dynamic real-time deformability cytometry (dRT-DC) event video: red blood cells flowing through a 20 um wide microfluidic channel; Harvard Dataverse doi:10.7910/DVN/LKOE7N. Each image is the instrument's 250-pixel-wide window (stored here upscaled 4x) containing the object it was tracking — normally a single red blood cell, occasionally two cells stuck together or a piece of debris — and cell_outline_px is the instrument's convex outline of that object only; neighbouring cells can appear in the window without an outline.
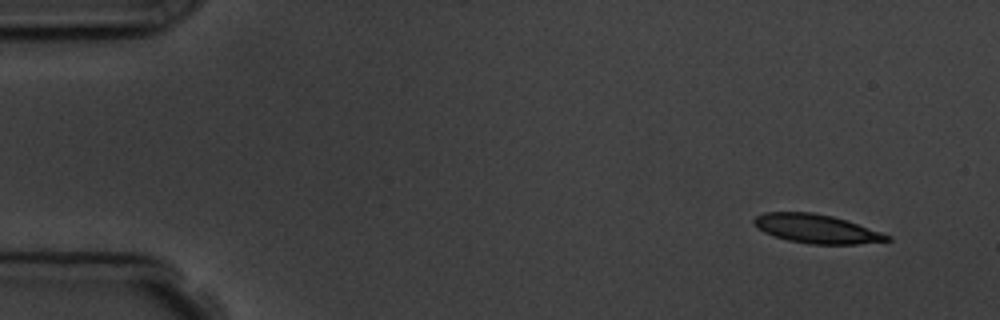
{"species": "common noctule bat (a hibernating species)", "species_latin": "Nyctalus noctula", "temperature_condition": "room temperature", "stored_images_in_passage": 5, "camera_frame_rate_fps": 3000, "um_per_image_px": 0.085, "animal": {"sex": "male", "body_mass_g": 19.5, "forearm_length_mm": 54.6}, "frame": {"image": 1, "passage_image": 1, "time_ms": 0.0, "image_size_px": [1000, 320], "cell_outline_px": [[892, 240], [856, 244], [812, 244], [788, 240], [764, 232], [752, 220], [756, 216], [764, 212], [812, 212], [832, 216], [892, 236]], "centroid_in_image_um": [69.4, 19.44], "position_along_channel_um": 15.6, "area_um2": 21.91}}
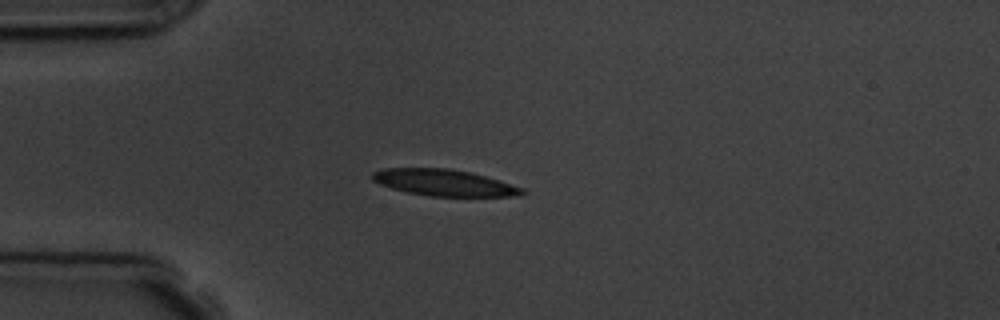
{"frame": {"image": 2, "passage_image": 4, "time_ms": 3.333, "image_size_px": [1000, 320], "cell_outline_px": [[524, 192], [516, 196], [428, 196], [408, 192], [392, 188], [380, 184], [372, 180], [372, 172], [384, 168], [448, 168], [468, 172], [484, 176], [524, 188]], "centroid_in_image_um": [37.7, 15.52], "position_along_channel_um": 47.3, "area_um2": 22.77}}